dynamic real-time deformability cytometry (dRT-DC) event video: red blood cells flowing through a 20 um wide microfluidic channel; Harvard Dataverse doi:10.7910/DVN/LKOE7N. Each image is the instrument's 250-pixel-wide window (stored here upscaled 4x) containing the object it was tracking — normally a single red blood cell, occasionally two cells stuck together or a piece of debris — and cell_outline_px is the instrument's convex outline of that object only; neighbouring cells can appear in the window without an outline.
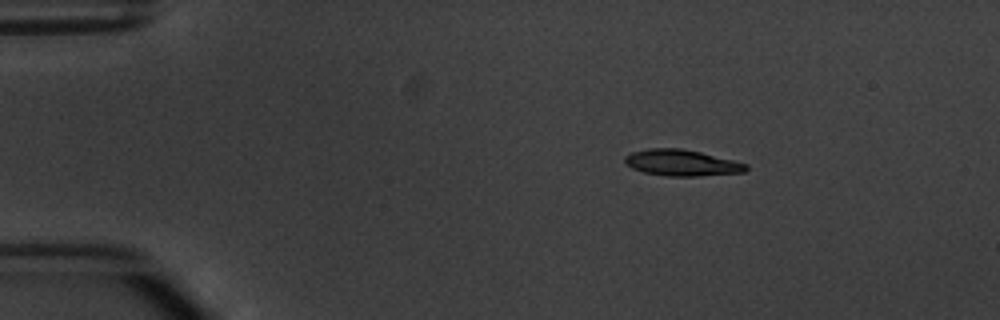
{"species": "common noctule bat (a hibernating species)", "species_latin": "Nyctalus noctula", "temperature_condition": "warm", "stored_images_in_passage": 4, "camera_frame_rate_fps": 3000, "um_per_image_px": 0.085, "animal": {"sex": "male", "body_mass_g": 20.1, "forearm_length_mm": 53.5}, "frame": {"image": 1, "passage_image": 2, "time_ms": 1.333, "image_size_px": [1000, 320], "cell_outline_px": [[748, 168], [744, 172], [700, 176], [668, 176], [644, 172], [632, 168], [624, 164], [624, 156], [632, 152], [648, 148], [680, 148], [700, 152], [748, 164]], "centroid_in_image_um": [57.91, 13.84], "position_along_channel_um": 27.1, "area_um2": 18.5}}